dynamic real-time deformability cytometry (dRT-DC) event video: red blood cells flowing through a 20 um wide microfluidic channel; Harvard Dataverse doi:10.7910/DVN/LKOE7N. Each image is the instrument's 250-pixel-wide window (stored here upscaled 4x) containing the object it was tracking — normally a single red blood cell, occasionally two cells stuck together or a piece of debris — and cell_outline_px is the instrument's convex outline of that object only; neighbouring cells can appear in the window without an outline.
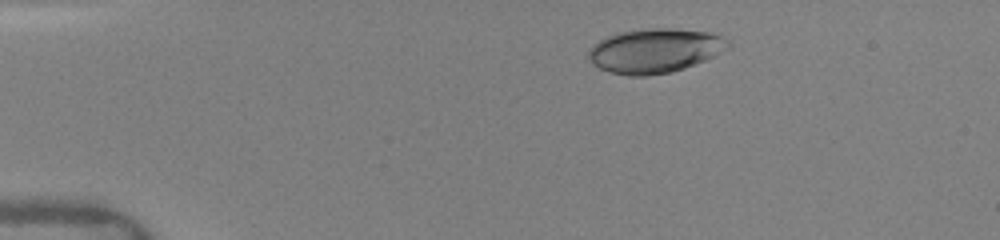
{"species": "human", "species_latin": "Homo sapiens", "temperature_condition": "warm", "stored_images_in_passage": 43, "camera_frame_rate_fps": 3000, "um_per_image_px": 0.085, "donor": {"sex": "female"}, "frame": {"image": 1, "passage_image": 1, "time_ms": 0.0, "image_size_px": [1000, 240], "cell_outline_px": [[732, 48], [716, 56], [684, 68], [672, 72], [648, 76], [628, 76], [608, 72], [592, 64], [588, 56], [588, 52], [604, 36], [616, 32], [652, 28], [672, 28], [708, 32], [720, 36], [728, 40], [732, 44]], "centroid_in_image_um": [55.7, 4.31], "position_along_channel_um": 29.3, "area_um2": 36.47}}
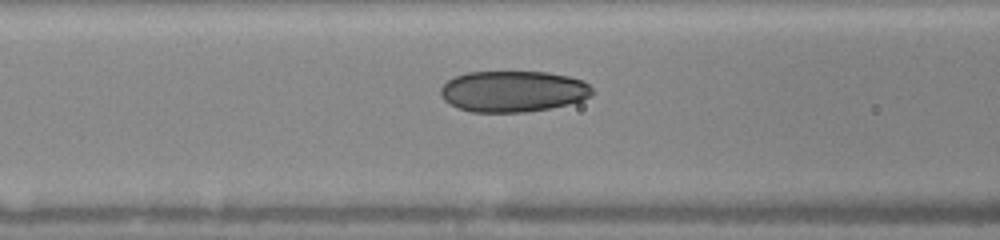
{"frame": {"image": 2, "passage_image": 14, "time_ms": 4.0, "image_size_px": [1000, 240], "cell_outline_px": [[592, 96], [568, 104], [548, 108], [524, 112], [472, 112], [448, 104], [444, 100], [440, 92], [440, 88], [448, 80], [456, 76], [468, 72], [548, 72], [568, 76], [580, 80], [588, 84], [592, 88]], "centroid_in_image_um": [43.59, 7.76], "position_along_channel_um": 123.0, "area_um2": 36.18}}
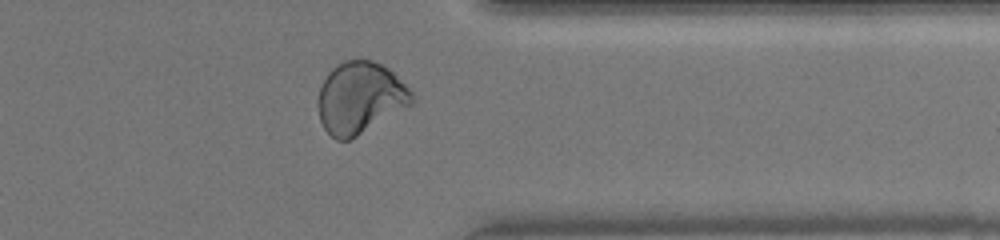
{"frame": {"image": 3, "passage_image": 35, "time_ms": 10.333, "image_size_px": [1000, 240], "cell_outline_px": [[416, 100], [412, 104], [352, 140], [336, 140], [324, 128], [320, 120], [316, 104], [316, 100], [320, 88], [328, 72], [336, 64], [344, 60], [372, 60], [388, 68], [412, 92]], "centroid_in_image_um": [30.58, 8.33], "position_along_channel_um": 380.8, "area_um2": 39.42}, "authors_computed_cell_mechanics": {"area_um2": 36.4718, "velocity_mm_per_s": 4.1172, "shape_relaxation_time_tau1_ms": null, "shape_relaxation_time_tau2_ms": 0.993, "deformation_change_tau1": null, "deformation_change_tau2": 0.0532}}